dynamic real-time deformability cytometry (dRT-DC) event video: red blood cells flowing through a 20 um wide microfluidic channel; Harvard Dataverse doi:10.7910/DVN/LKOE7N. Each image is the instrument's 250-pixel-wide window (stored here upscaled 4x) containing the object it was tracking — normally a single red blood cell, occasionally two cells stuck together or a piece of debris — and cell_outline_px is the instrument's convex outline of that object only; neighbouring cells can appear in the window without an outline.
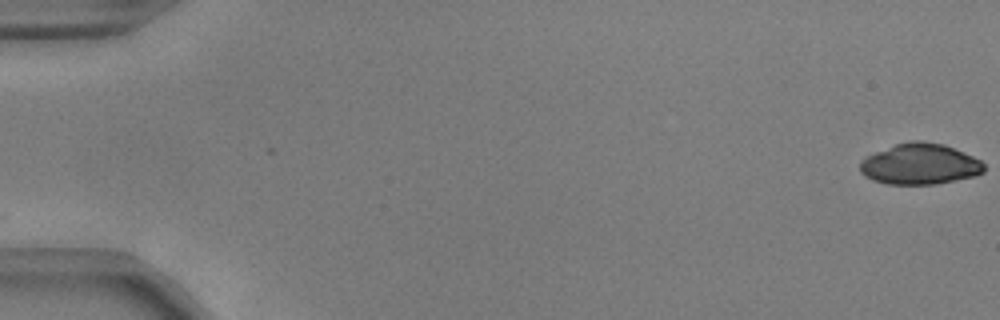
{"species": "common noctule bat (a hibernating species)", "species_latin": "Nyctalus noctula", "temperature_condition": "warm", "stored_images_in_passage": 2, "camera_frame_rate_fps": 3000, "um_per_image_px": 0.085, "animal": {"sex": "male", "body_mass_g": 17.9, "forearm_length_mm": 54.2}, "frame": {"image": 1, "passage_image": 2, "time_ms": 0.333, "image_size_px": [1000, 320], "cell_outline_px": [[984, 172], [976, 176], [936, 184], [888, 184], [872, 180], [864, 176], [860, 172], [860, 160], [864, 156], [896, 144], [912, 140], [920, 140], [944, 144], [972, 156], [980, 160], [984, 164]], "centroid_in_image_um": [78.17, 13.95], "position_along_channel_um": 6.8, "area_um2": 29.71}}